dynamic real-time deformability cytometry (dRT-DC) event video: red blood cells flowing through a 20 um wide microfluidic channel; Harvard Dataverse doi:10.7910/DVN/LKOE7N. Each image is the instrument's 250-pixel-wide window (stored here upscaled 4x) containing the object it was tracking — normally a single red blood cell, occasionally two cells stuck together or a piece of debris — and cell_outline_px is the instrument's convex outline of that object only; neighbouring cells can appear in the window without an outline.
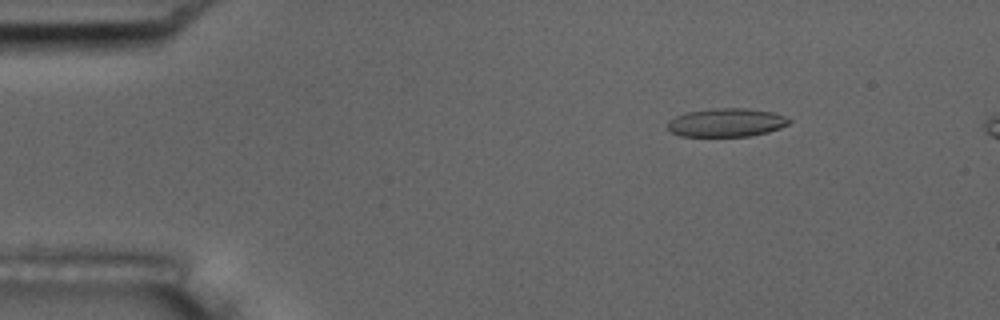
{"species": "common noctule bat (a hibernating species)", "species_latin": "Nyctalus noctula", "temperature_condition": "room temperature", "stored_images_in_passage": 13, "camera_frame_rate_fps": 3000, "um_per_image_px": 0.085, "animal": {"sex": "male", "body_mass_g": 17.5, "forearm_length_mm": 52.3}, "frame": {"image": 1, "passage_image": 8, "time_ms": 2.333, "image_size_px": [1000, 320], "cell_outline_px": [[792, 120], [788, 124], [780, 128], [768, 132], [748, 136], [680, 136], [672, 132], [668, 128], [668, 120], [684, 112], [712, 108], [748, 108], [772, 112], [784, 116]], "centroid_in_image_um": [61.73, 10.41], "position_along_channel_um": 23.3, "area_um2": 20.23}}